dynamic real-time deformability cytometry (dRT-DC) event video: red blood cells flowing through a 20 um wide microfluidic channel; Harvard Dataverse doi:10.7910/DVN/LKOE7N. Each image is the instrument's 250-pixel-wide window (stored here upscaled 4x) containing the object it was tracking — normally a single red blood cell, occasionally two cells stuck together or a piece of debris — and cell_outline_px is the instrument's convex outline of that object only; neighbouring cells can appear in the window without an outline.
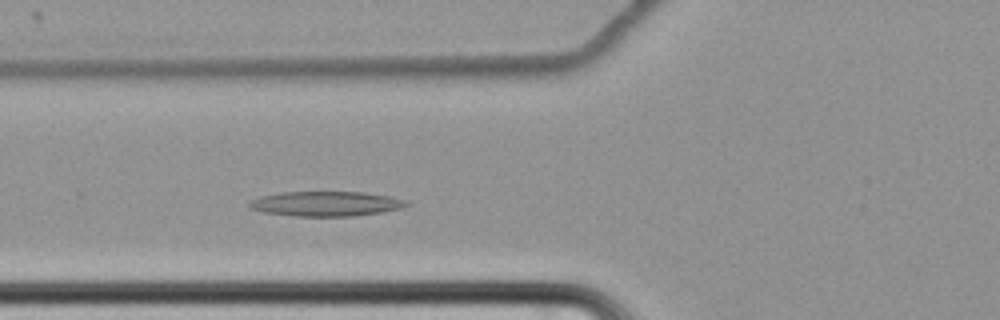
{"species": "common noctule bat (a hibernating species)", "species_latin": "Nyctalus noctula", "temperature_condition": "cold", "stored_images_in_passage": 53, "camera_frame_rate_fps": 3000, "um_per_image_px": 0.085, "animal": {"sex": "female", "body_mass_g": 22.7, "forearm_length_mm": 54.2}, "frame": {"image": 1, "passage_image": 16, "time_ms": 5.0, "image_size_px": [1000, 320], "cell_outline_px": [[412, 204], [400, 208], [380, 212], [352, 216], [296, 216], [264, 212], [252, 208], [248, 204], [248, 200], [260, 196], [280, 192], [364, 192], [392, 196], [408, 200]], "centroid_in_image_um": [27.74, 17.3], "position_along_channel_um": 98.1, "area_um2": 22.83}}
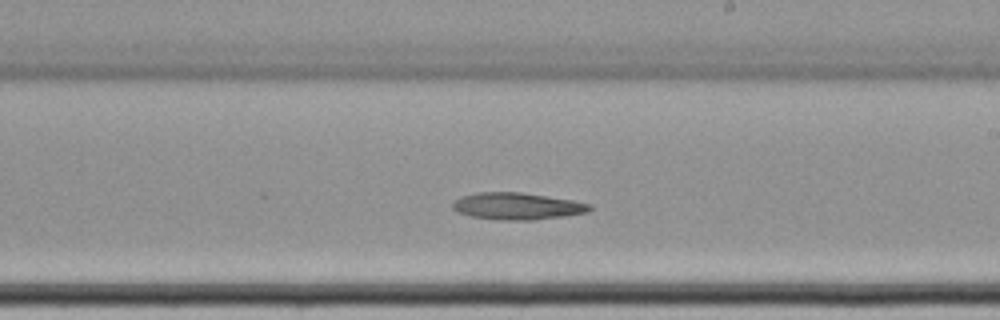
{"frame": {"image": 2, "passage_image": 29, "time_ms": 9.333, "image_size_px": [1000, 320], "cell_outline_px": [[592, 208], [588, 212], [564, 216], [532, 220], [496, 220], [472, 216], [456, 212], [452, 208], [452, 204], [460, 196], [480, 192], [520, 192], [572, 200], [592, 204]], "centroid_in_image_um": [43.95, 17.52], "position_along_channel_um": 245.1, "area_um2": 21.5}}
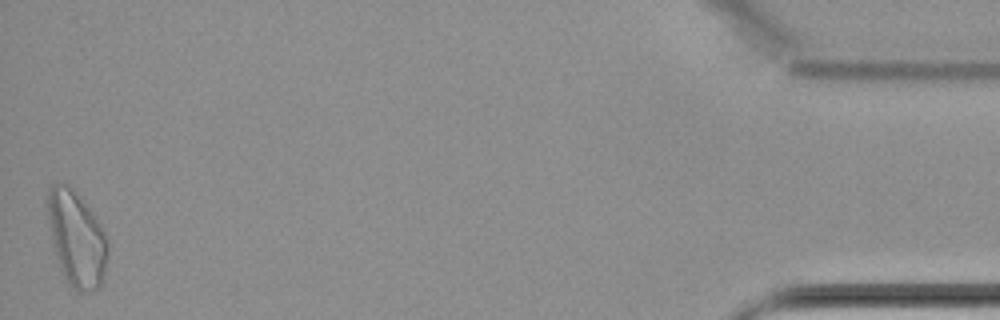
{"frame": {"image": 3, "passage_image": 53, "time_ms": 17.333, "image_size_px": [1000, 320], "cell_outline_px": [[108, 256], [104, 276], [100, 284], [96, 288], [88, 292], [80, 292], [64, 276], [52, 240], [48, 220], [48, 188], [52, 184], [68, 184], [84, 200], [100, 224], [108, 240]], "centroid_in_image_um": [6.54, 20.24], "position_along_channel_um": 428.7, "area_um2": 32.77}}